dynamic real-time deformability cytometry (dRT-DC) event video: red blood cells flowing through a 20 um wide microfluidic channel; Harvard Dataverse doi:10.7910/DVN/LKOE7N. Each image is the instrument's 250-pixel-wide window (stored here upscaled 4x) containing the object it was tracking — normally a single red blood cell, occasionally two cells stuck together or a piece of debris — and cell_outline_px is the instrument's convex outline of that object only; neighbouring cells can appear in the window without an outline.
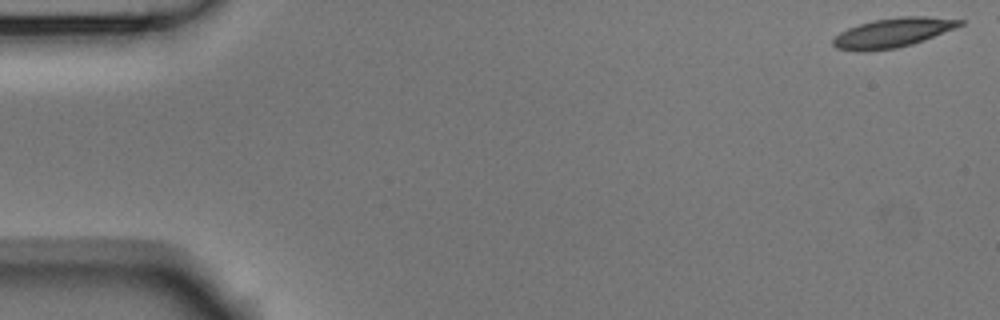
{"species": "Egyptian fruit bat (a non-hibernating species)", "species_latin": "Rousettus aegyptiacus", "temperature_condition": "room temperature", "stored_images_in_passage": 48, "camera_frame_rate_fps": 3000, "um_per_image_px": 0.085, "animal": {"sex": "male"}, "frame": {"image": 1, "passage_image": 1, "time_ms": 0.0, "image_size_px": [1000, 320], "cell_outline_px": [[964, 24], [924, 40], [912, 44], [896, 48], [864, 52], [856, 52], [836, 48], [832, 44], [832, 40], [840, 32], [848, 28], [872, 20], [900, 16], [928, 16], [964, 20]], "centroid_in_image_um": [75.86, 2.78], "position_along_channel_um": 9.1, "area_um2": 21.79}}
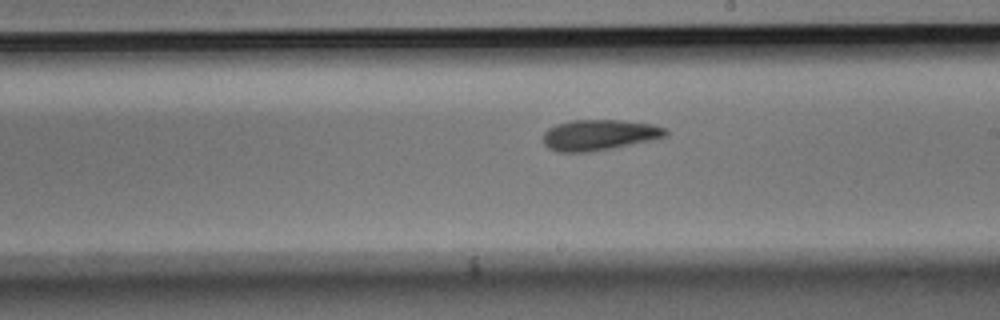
{"frame": {"image": 2, "passage_image": 30, "time_ms": 9.667, "image_size_px": [1000, 320], "cell_outline_px": [[668, 136], [612, 148], [588, 152], [556, 152], [548, 148], [544, 144], [544, 132], [548, 128], [556, 124], [572, 120], [624, 120], [652, 124], [668, 128]], "centroid_in_image_um": [50.93, 11.46], "position_along_channel_um": 238.1, "area_um2": 22.02}}
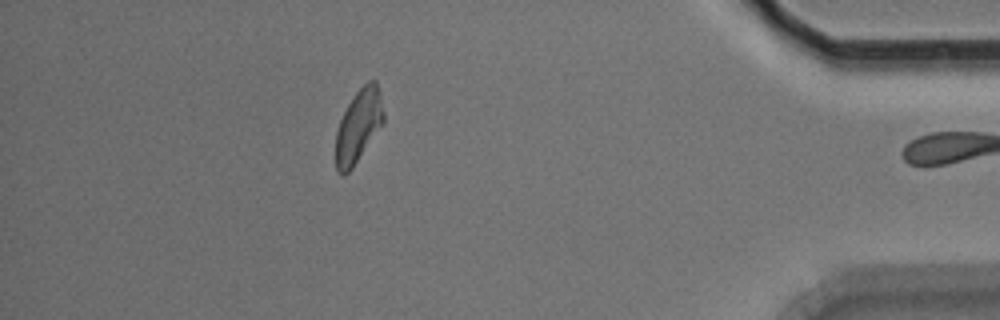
{"frame": {"image": 3, "passage_image": 47, "time_ms": 15.333, "image_size_px": [1000, 320], "cell_outline_px": [[384, 120], [352, 168], [344, 176], [336, 172], [336, 132], [340, 120], [348, 104], [356, 92], [368, 80], [376, 80], [380, 92], [384, 112]], "centroid_in_image_um": [30.46, 10.69], "position_along_channel_um": 404.7, "area_um2": 20.0}, "authors_computed_cell_mechanics": {"area_um2": 21.5594, "velocity_mm_per_s": 3.7556, "shape_relaxation_time_tau1_ms": 5.7251, "shape_relaxation_time_tau2_ms": 5.4845, "deformation_change_tau1": 0.1657, "deformation_change_tau2": 0.1574}}